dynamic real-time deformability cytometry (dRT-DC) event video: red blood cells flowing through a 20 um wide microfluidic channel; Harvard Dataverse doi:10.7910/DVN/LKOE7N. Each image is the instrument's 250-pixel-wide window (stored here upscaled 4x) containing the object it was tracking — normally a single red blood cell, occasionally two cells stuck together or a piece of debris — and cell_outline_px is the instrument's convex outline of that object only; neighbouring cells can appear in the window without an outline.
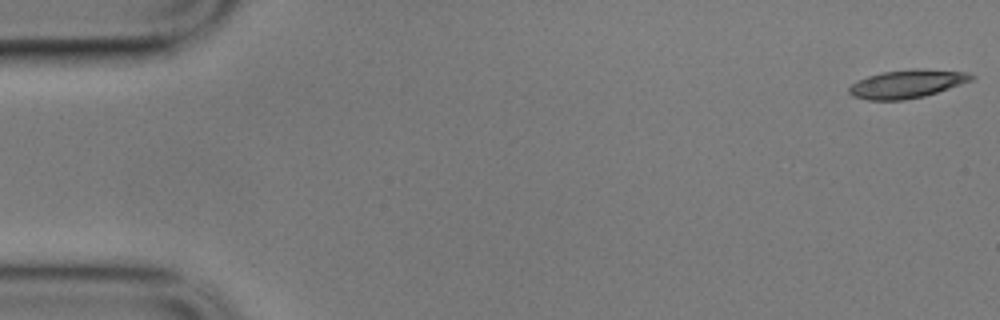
{"species": "common noctule bat (a hibernating species)", "species_latin": "Nyctalus noctula", "temperature_condition": "cold", "stored_images_in_passage": 11, "camera_frame_rate_fps": 3000, "um_per_image_px": 0.085, "animal": {"sex": "male", "body_mass_g": 17.9}, "frame": {"image": 1, "passage_image": 1, "time_ms": 0.0, "image_size_px": [1000, 320], "cell_outline_px": [[976, 76], [972, 80], [924, 96], [904, 100], [868, 100], [852, 96], [848, 92], [848, 88], [856, 80], [880, 72], [916, 68], [920, 68], [968, 72]], "centroid_in_image_um": [77.07, 7.12], "position_along_channel_um": 7.9, "area_um2": 20.23}}